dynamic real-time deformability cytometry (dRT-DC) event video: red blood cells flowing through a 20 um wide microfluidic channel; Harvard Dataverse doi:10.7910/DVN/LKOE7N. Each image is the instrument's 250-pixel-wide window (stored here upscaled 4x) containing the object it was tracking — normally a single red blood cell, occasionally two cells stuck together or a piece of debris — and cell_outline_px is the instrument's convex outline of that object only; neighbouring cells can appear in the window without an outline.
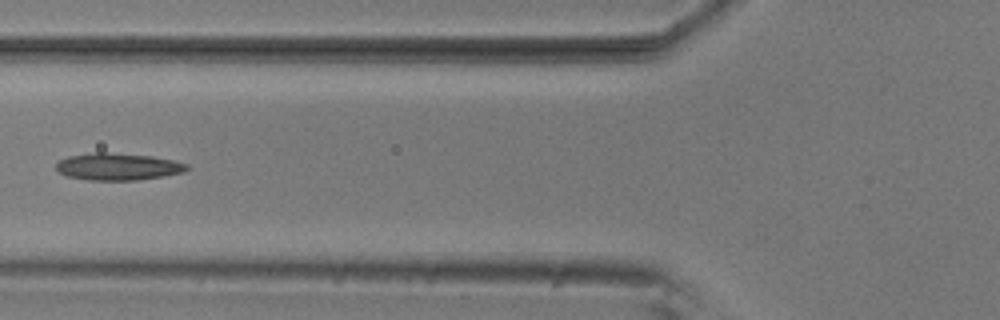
{"species": "common noctule bat (a hibernating species)", "species_latin": "Nyctalus noctula", "temperature_condition": "room temperature", "stored_images_in_passage": 6, "camera_frame_rate_fps": 3000, "um_per_image_px": 0.085, "animal": {"sex": "male", "body_mass_g": 20.5, "forearm_length_mm": 52.5}, "frame": {"image": 1, "passage_image": 6, "time_ms": 1.667, "image_size_px": [1000, 320], "cell_outline_px": [[188, 168], [184, 172], [164, 176], [136, 180], [88, 180], [68, 176], [60, 172], [56, 168], [56, 164], [60, 160], [68, 156], [96, 152], [104, 152], [152, 156], [172, 160], [188, 164]], "centroid_in_image_um": [10.03, 14.16], "position_along_channel_um": 115.8, "area_um2": 20.46}}